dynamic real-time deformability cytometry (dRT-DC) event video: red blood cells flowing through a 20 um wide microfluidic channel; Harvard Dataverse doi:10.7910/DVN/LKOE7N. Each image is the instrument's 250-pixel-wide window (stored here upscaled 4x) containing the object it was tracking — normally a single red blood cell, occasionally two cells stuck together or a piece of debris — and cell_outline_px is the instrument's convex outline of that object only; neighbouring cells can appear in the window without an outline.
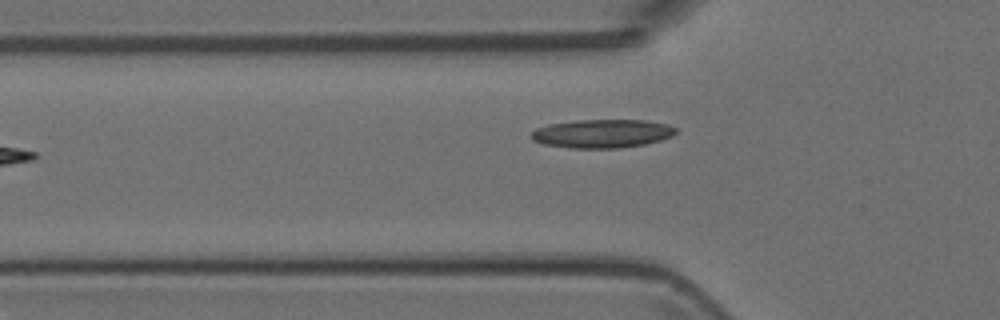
{"species": "Egyptian fruit bat (a non-hibernating species)", "species_latin": "Rousettus aegyptiacus", "temperature_condition": "room temperature", "stored_images_in_passage": 5, "camera_frame_rate_fps": 3000, "um_per_image_px": 0.085, "animal": {"sex": "female"}, "frame": {"image": 1, "passage_image": 5, "time_ms": 1.333, "image_size_px": [1000, 320], "cell_outline_px": [[676, 132], [672, 136], [660, 140], [644, 144], [620, 148], [572, 148], [544, 144], [532, 140], [532, 132], [536, 128], [548, 124], [576, 120], [648, 120], [668, 124], [676, 128]], "centroid_in_image_um": [51.2, 11.35], "position_along_channel_um": 74.6, "area_um2": 24.04}}